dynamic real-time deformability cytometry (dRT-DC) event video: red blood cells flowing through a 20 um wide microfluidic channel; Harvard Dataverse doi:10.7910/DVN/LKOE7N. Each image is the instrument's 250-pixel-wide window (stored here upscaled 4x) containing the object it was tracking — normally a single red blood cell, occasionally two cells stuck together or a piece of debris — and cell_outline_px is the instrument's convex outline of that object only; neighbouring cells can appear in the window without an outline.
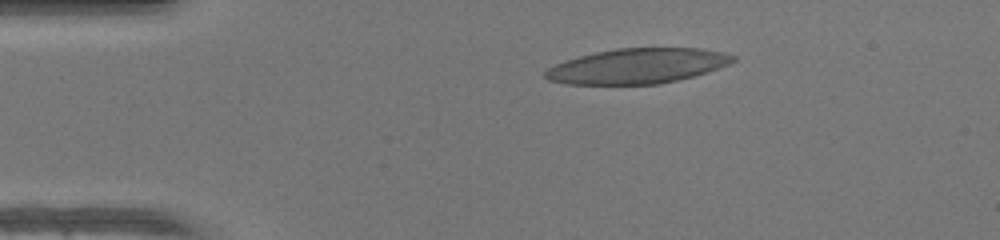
{"species": "human", "species_latin": "Homo sapiens", "temperature_condition": "warm", "stored_images_in_passage": 49, "camera_frame_rate_fps": 3000, "um_per_image_px": 0.085, "donor": {"sex": "female"}, "frame": {"image": 1, "passage_image": 9, "time_ms": 2.667, "image_size_px": [1000, 240], "cell_outline_px": [[736, 60], [728, 64], [708, 72], [660, 84], [564, 84], [548, 80], [544, 76], [544, 72], [548, 68], [556, 64], [580, 56], [596, 52], [616, 48], [700, 48], [724, 52], [736, 56]], "centroid_in_image_um": [54.19, 5.61], "position_along_channel_um": 30.8, "area_um2": 38.26}}
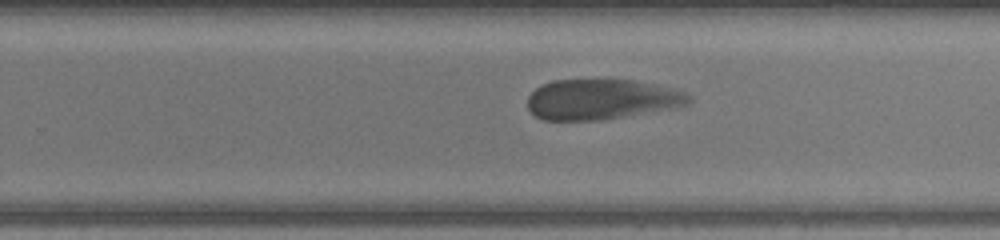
{"frame": {"image": 2, "passage_image": 31, "time_ms": 10.0, "image_size_px": [1000, 240], "cell_outline_px": [[692, 100], [688, 104], [676, 108], [600, 120], [544, 120], [536, 116], [528, 108], [528, 96], [540, 84], [552, 80], [636, 80], [676, 88], [688, 92], [692, 96]], "centroid_in_image_um": [51.19, 8.43], "position_along_channel_um": 278.6, "area_um2": 38.32}}
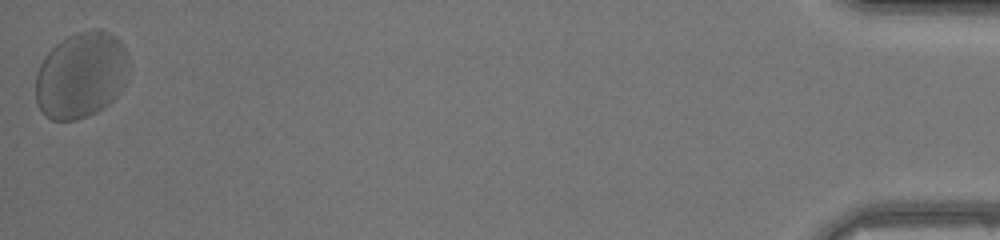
{"frame": {"image": 3, "passage_image": 49, "time_ms": 16.0, "image_size_px": [1000, 240], "cell_outline_px": [[128, 80], [120, 92], [104, 108], [88, 116], [76, 120], [52, 120], [40, 108], [36, 100], [36, 72], [44, 56], [60, 40], [76, 32], [92, 28], [100, 28], [112, 32], [124, 44], [128, 52]], "centroid_in_image_um": [6.94, 6.34], "position_along_channel_um": 428.3, "area_um2": 47.63}, "authors_computed_cell_mechanics": {"area_um2": 40.171, "velocity_mm_per_s": 4.1435, "shape_relaxation_time_tau1_ms": 3.6529, "shape_relaxation_time_tau2_ms": 1.1875, "deformation_change_tau1": 0.1454, "deformation_change_tau2": 0.0857}}